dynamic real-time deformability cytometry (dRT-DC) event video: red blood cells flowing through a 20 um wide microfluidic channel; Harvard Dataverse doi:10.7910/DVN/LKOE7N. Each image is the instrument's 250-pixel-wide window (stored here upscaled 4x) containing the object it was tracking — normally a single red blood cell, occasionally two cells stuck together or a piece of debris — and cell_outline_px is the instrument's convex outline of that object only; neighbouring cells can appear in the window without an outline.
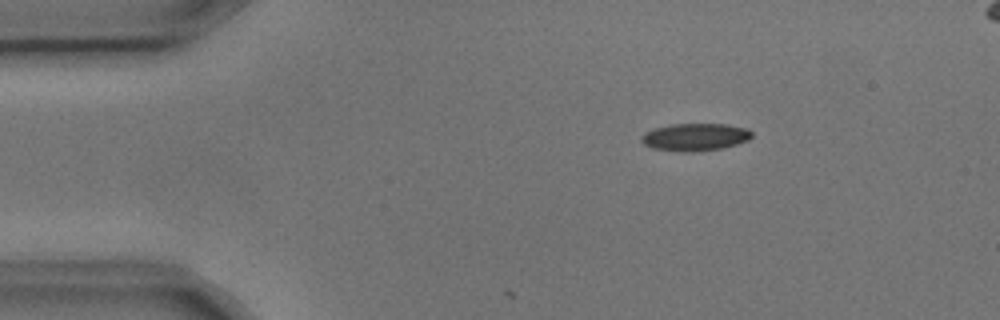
{"species": "common noctule bat (a hibernating species)", "species_latin": "Nyctalus noctula", "temperature_condition": "cold", "stored_images_in_passage": 5, "camera_frame_rate_fps": 3000, "um_per_image_px": 0.085, "animal": {"sex": "male", "body_mass_g": 17.9, "forearm_length_mm": 54.2}, "frame": {"image": 1, "passage_image": 1, "time_ms": 0.0, "image_size_px": [1000, 320], "cell_outline_px": [[752, 136], [748, 140], [736, 144], [720, 148], [692, 152], [684, 152], [652, 148], [644, 144], [640, 140], [640, 136], [644, 132], [652, 128], [672, 124], [724, 124], [744, 128], [752, 132]], "centroid_in_image_um": [59.02, 11.64], "position_along_channel_um": 26.0, "area_um2": 17.63}}
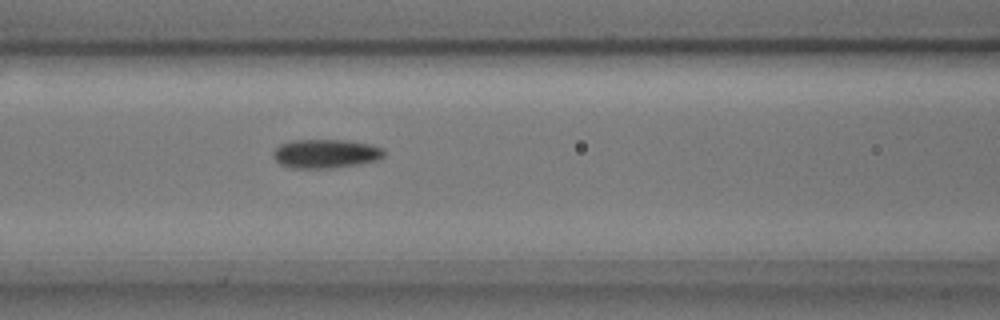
{"frame": {"image": 2, "passage_image": 5, "time_ms": 1.333, "image_size_px": [1000, 320], "cell_outline_px": [[384, 156], [376, 160], [360, 164], [332, 168], [292, 168], [280, 164], [272, 156], [272, 152], [280, 144], [292, 140], [344, 140], [368, 144], [380, 148], [384, 152]], "centroid_in_image_um": [27.63, 13.07], "position_along_channel_um": 139.0, "area_um2": 18.55}}